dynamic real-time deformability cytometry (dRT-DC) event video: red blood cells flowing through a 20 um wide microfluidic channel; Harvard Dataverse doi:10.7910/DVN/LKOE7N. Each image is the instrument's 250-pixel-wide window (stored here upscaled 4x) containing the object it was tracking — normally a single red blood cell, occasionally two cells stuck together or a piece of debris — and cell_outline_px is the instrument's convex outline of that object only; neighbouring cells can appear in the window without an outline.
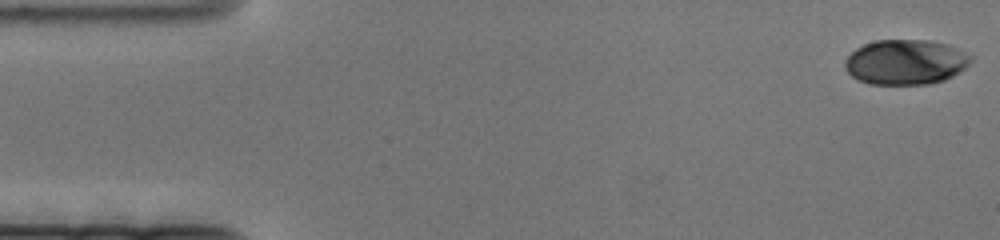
{"species": "human", "species_latin": "Homo sapiens", "temperature_condition": "cold", "stored_images_in_passage": 69, "camera_frame_rate_fps": 3000, "um_per_image_px": 0.085, "donor": {"sex": "female"}, "frame": {"image": 1, "passage_image": 1, "time_ms": 0.0, "image_size_px": [1000, 240], "cell_outline_px": [[972, 60], [964, 68], [952, 76], [944, 80], [928, 84], [872, 84], [860, 80], [852, 76], [844, 68], [844, 60], [856, 48], [864, 44], [876, 40], [928, 40], [948, 44], [972, 56]], "centroid_in_image_um": [76.96, 5.27], "position_along_channel_um": 8.0, "area_um2": 32.95}}
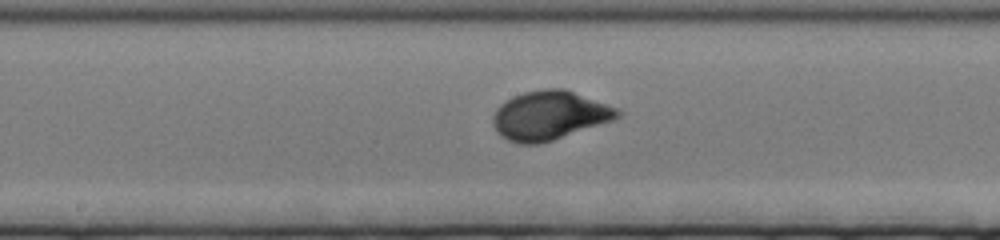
{"frame": {"image": 2, "passage_image": 39, "time_ms": 12.667, "image_size_px": [1000, 240], "cell_outline_px": [[624, 112], [620, 116], [612, 120], [540, 144], [520, 144], [508, 140], [500, 136], [496, 132], [492, 124], [492, 116], [496, 108], [500, 104], [512, 96], [524, 92], [544, 88], [564, 88], [620, 108]], "centroid_in_image_um": [46.69, 9.8], "position_along_channel_um": 201.5, "area_um2": 35.78}}
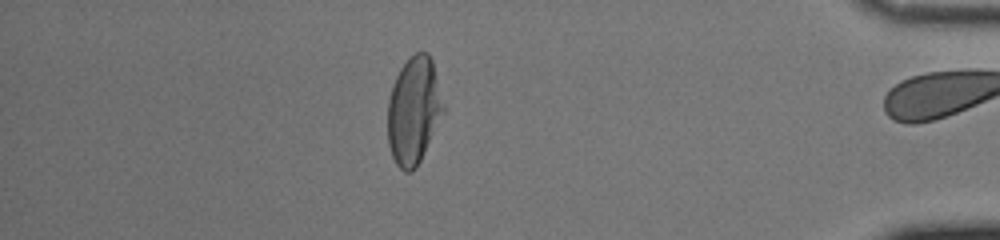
{"frame": {"image": 3, "passage_image": 68, "time_ms": 22.333, "image_size_px": [1000, 240], "cell_outline_px": [[444, 112], [416, 168], [412, 172], [404, 172], [396, 164], [392, 156], [388, 144], [388, 100], [392, 84], [400, 68], [416, 52], [428, 52], [432, 60], [444, 108]], "centroid_in_image_um": [35.15, 9.42], "position_along_channel_um": 400.1, "area_um2": 34.45}}